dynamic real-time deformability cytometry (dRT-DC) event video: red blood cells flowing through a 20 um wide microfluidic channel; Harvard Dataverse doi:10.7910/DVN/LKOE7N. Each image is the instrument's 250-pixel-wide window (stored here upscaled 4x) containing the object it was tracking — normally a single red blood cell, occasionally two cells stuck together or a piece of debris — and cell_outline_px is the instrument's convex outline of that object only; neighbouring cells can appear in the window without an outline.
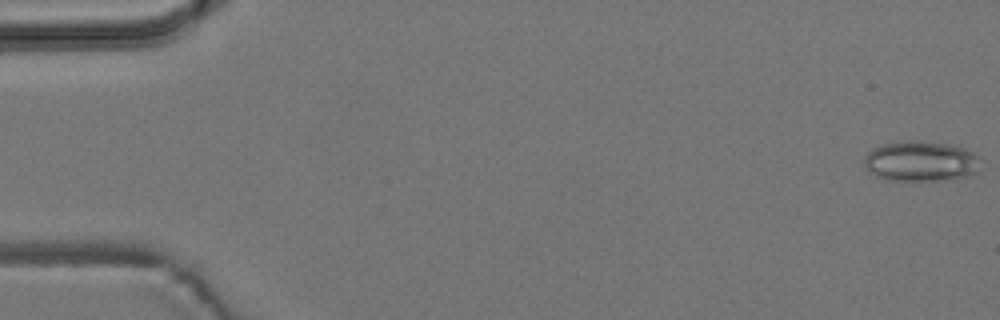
{"species": "common noctule bat (a hibernating species)", "species_latin": "Nyctalus noctula", "temperature_condition": "room temperature", "stored_images_in_passage": 5, "camera_frame_rate_fps": 3000, "um_per_image_px": 0.085, "animal": {"sex": "male", "body_mass_g": 19.2, "forearm_length_mm": 51.8}, "frame": {"image": 1, "passage_image": 1, "time_ms": 0.0, "image_size_px": [1000, 320], "cell_outline_px": [[976, 172], [968, 176], [936, 180], [888, 180], [876, 176], [868, 172], [864, 164], [864, 156], [872, 148], [884, 144], [908, 140], [920, 140], [948, 144], [964, 148], [972, 152], [976, 156]], "centroid_in_image_um": [78.18, 13.69], "position_along_channel_um": 6.8, "area_um2": 27.05}}